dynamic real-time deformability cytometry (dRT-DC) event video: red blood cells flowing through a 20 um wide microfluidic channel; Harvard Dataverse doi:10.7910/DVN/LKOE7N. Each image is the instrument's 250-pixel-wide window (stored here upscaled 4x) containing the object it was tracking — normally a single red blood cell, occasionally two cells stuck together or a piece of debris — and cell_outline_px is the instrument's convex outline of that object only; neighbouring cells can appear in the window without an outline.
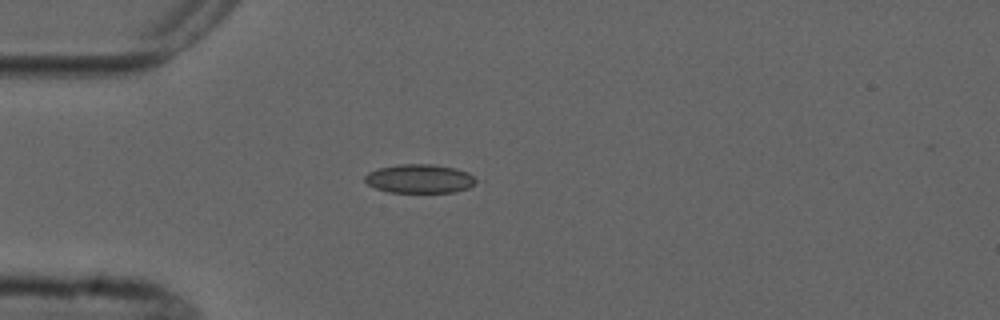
{"species": "common noctule bat (a hibernating species)", "species_latin": "Nyctalus noctula", "temperature_condition": "cold", "stored_images_in_passage": 4, "camera_frame_rate_fps": 3000, "um_per_image_px": 0.085, "animal": {"sex": "male", "forearm_length_mm": 52.5}, "frame": {"image": 1, "passage_image": 3, "time_ms": 3.0, "image_size_px": [1000, 320], "cell_outline_px": [[484, 180], [468, 188], [456, 192], [388, 192], [376, 188], [368, 184], [364, 180], [364, 176], [368, 172], [380, 168], [400, 164], [432, 164], [456, 168], [468, 172]], "centroid_in_image_um": [35.77, 15.19], "position_along_channel_um": 49.2, "area_um2": 19.02}}